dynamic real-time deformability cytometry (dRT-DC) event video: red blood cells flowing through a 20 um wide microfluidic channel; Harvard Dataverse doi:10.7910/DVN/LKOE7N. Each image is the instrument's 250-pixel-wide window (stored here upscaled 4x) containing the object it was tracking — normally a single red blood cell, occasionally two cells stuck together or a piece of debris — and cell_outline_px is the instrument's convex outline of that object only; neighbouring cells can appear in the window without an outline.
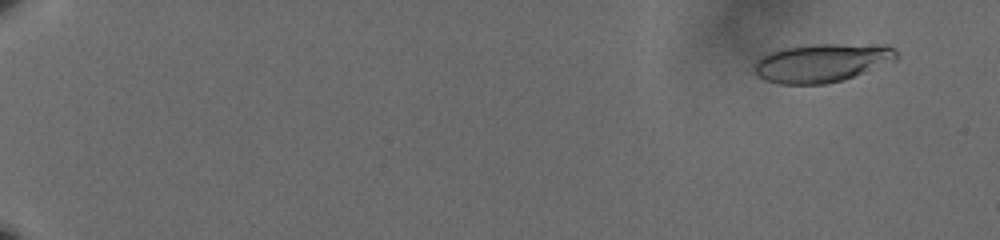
{"species": "human", "species_latin": "Homo sapiens", "temperature_condition": "cold", "stored_images_in_passage": 61, "camera_frame_rate_fps": 3000, "um_per_image_px": 0.085, "donor": {"sex": "male"}, "frame": {"image": 1, "passage_image": 5, "time_ms": 1.333, "image_size_px": [1000, 240], "cell_outline_px": [[900, 56], [896, 60], [844, 80], [824, 84], [780, 84], [764, 80], [756, 72], [756, 60], [760, 56], [772, 52], [788, 48], [812, 44], [884, 44], [892, 48]], "centroid_in_image_um": [69.91, 5.34], "position_along_channel_um": 15.1, "area_um2": 31.73}}
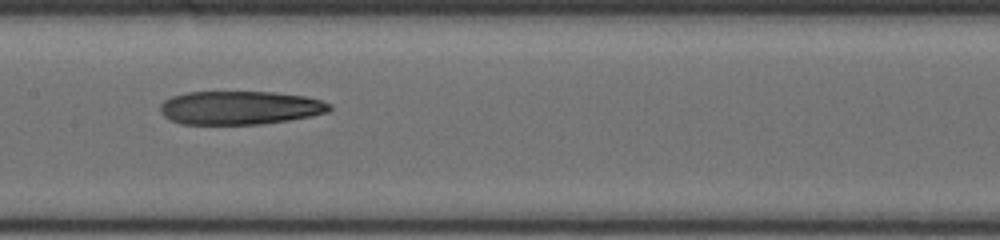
{"frame": {"image": 2, "passage_image": 35, "time_ms": 11.333, "image_size_px": [1000, 240], "cell_outline_px": [[332, 108], [328, 112], [312, 116], [288, 120], [260, 124], [180, 124], [164, 116], [160, 112], [160, 104], [164, 100], [172, 96], [188, 92], [272, 92], [304, 96], [320, 100], [332, 104]], "centroid_in_image_um": [20.39, 9.16], "position_along_channel_um": 187.0, "area_um2": 33.12}}
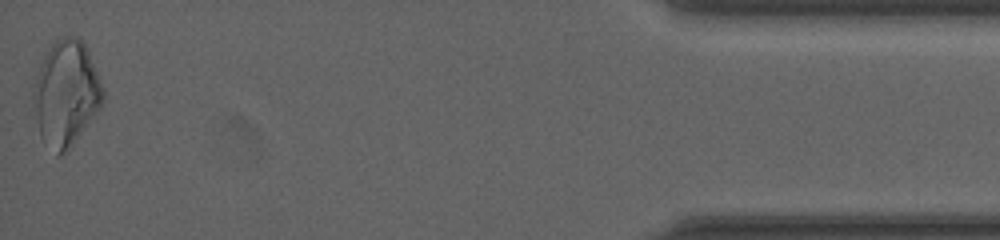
{"frame": {"image": 3, "passage_image": 61, "time_ms": 20.0, "image_size_px": [1000, 240], "cell_outline_px": [[104, 100], [100, 108], [68, 152], [60, 156], [56, 156], [40, 136], [32, 100], [32, 84], [40, 64], [52, 40], [64, 36], [76, 36], [84, 44], [88, 52], [104, 92]], "centroid_in_image_um": [5.58, 7.96], "position_along_channel_um": 429.6, "area_um2": 42.95}}